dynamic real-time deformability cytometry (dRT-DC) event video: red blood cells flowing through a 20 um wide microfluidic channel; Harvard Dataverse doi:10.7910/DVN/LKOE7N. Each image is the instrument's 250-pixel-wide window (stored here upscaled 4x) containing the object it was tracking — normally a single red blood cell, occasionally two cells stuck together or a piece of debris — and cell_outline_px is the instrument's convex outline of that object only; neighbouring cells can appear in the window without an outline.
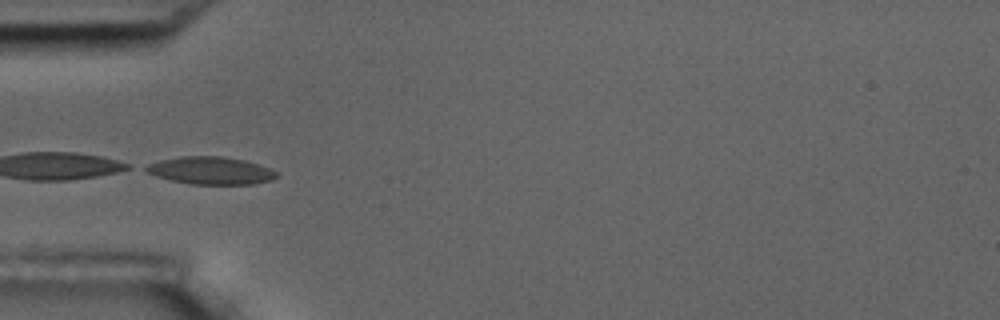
{"species": "common noctule bat (a hibernating species)", "species_latin": "Nyctalus noctula", "temperature_condition": "room temperature", "stored_images_in_passage": 10, "camera_frame_rate_fps": 3000, "um_per_image_px": 0.085, "animal": {"sex": "male", "body_mass_g": 17.5, "forearm_length_mm": 52.3}, "frame": {"image": 1, "passage_image": 6, "time_ms": 5.667, "image_size_px": [1000, 320], "cell_outline_px": [[280, 176], [272, 180], [252, 184], [192, 184], [172, 180], [156, 176], [140, 168], [148, 164], [160, 160], [180, 156], [220, 156], [244, 160], [268, 168], [276, 172]], "centroid_in_image_um": [17.89, 14.5], "position_along_channel_um": 67.1, "area_um2": 20.87}}
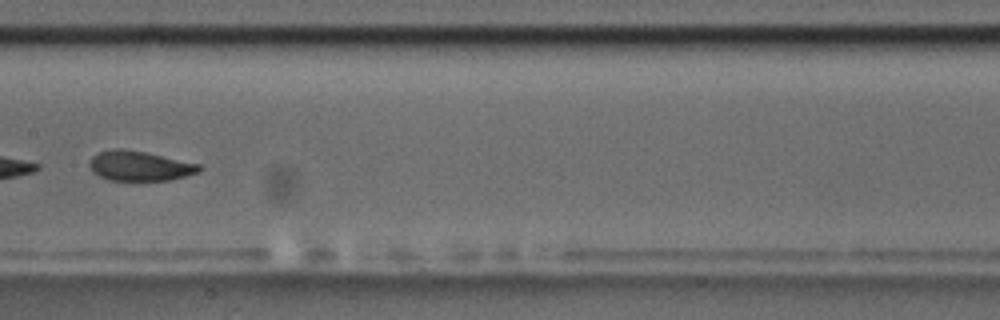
{"frame": {"image": 2, "passage_image": 9, "time_ms": 9.333, "image_size_px": [1000, 320], "cell_outline_px": [[204, 168], [200, 172], [168, 180], [108, 180], [92, 172], [88, 164], [88, 160], [92, 156], [100, 152], [116, 148], [120, 148], [144, 152], [200, 164]], "centroid_in_image_um": [11.85, 14.1], "position_along_channel_um": 195.5, "area_um2": 19.02}}
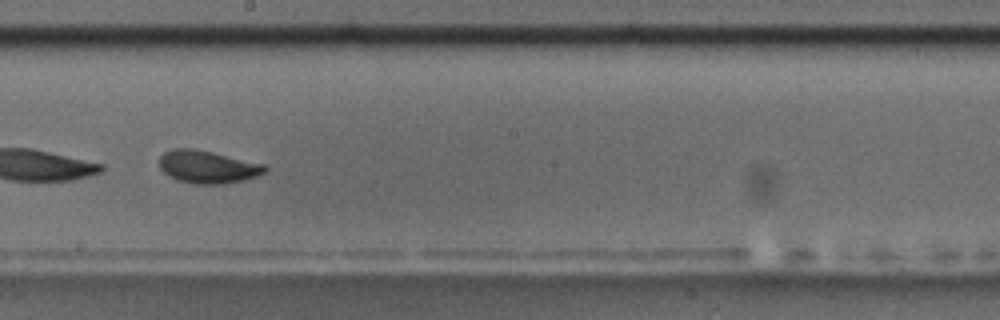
{"frame": {"image": 3, "passage_image": 10, "time_ms": 10.333, "image_size_px": [1000, 320], "cell_outline_px": [[268, 168], [264, 172], [256, 176], [244, 180], [224, 184], [192, 184], [176, 180], [168, 176], [160, 168], [160, 156], [164, 152], [172, 148], [192, 148], [212, 152], [264, 164]], "centroid_in_image_um": [17.62, 14.19], "position_along_channel_um": 230.6, "area_um2": 20.17}}